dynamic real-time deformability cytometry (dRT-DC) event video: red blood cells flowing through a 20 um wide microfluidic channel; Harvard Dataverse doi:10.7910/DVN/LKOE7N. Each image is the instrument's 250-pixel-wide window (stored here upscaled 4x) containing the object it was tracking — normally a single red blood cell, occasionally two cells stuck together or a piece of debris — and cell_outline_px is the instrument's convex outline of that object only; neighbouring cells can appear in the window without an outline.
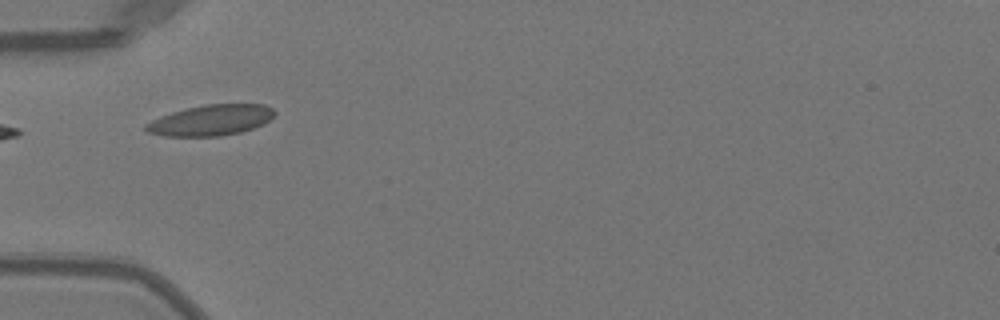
{"species": "Egyptian fruit bat (a non-hibernating species)", "species_latin": "Rousettus aegyptiacus", "temperature_condition": "warm", "stored_images_in_passage": 6, "camera_frame_rate_fps": 3000, "um_per_image_px": 0.085, "animal": {"sex": "female"}, "frame": {"image": 1, "passage_image": 1, "time_ms": 0.0, "image_size_px": [1000, 320], "cell_outline_px": [[276, 112], [264, 124], [240, 132], [220, 136], [164, 136], [148, 132], [144, 128], [144, 124], [160, 116], [172, 112], [204, 104], [264, 104], [272, 108]], "centroid_in_image_um": [17.91, 10.21], "position_along_channel_um": 67.1, "area_um2": 22.95}}
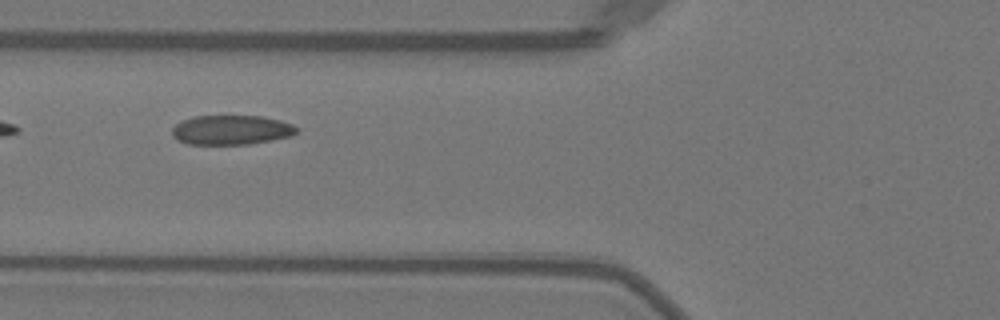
{"frame": {"image": 2, "passage_image": 4, "time_ms": 1.0, "image_size_px": [1000, 320], "cell_outline_px": [[300, 128], [292, 136], [272, 140], [248, 144], [188, 144], [176, 140], [172, 136], [172, 128], [180, 120], [192, 116], [264, 116], [280, 120], [292, 124]], "centroid_in_image_um": [19.65, 11.04], "position_along_channel_um": 106.2, "area_um2": 21.68}}